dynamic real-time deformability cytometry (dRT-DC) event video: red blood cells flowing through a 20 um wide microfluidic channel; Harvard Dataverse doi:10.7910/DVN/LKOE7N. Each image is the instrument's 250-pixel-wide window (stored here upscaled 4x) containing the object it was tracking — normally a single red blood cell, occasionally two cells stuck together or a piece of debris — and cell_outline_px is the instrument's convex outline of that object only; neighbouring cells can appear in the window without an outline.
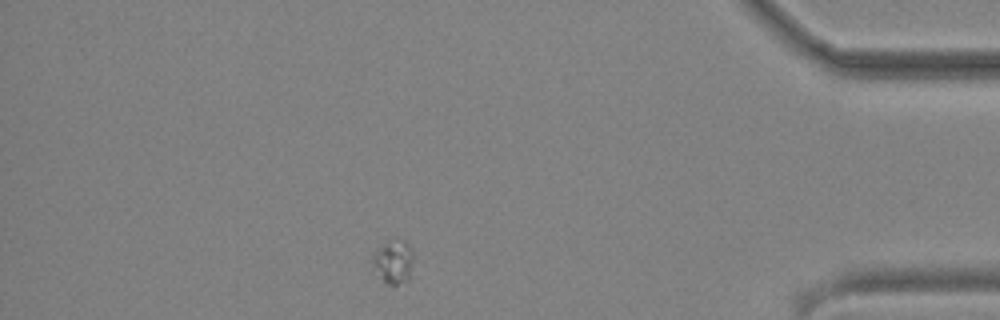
{"species": "common noctule bat (a hibernating species)", "species_latin": "Nyctalus noctula", "temperature_condition": "cold", "stored_images_in_passage": 41, "camera_frame_rate_fps": 3000, "um_per_image_px": 0.085, "animal": {"sex": "male", "body_mass_g": 19.2, "forearm_length_mm": 51.8}, "frame": {"image": 1, "passage_image": 35, "time_ms": 11.333, "image_size_px": [1000, 320], "cell_outline_px": [[412, 260], [408, 280], [396, 284], [388, 284], [380, 276], [372, 264], [372, 256], [388, 240], [396, 236], [404, 240], [408, 244], [412, 252]], "centroid_in_image_um": [33.45, 22.18], "position_along_channel_um": 401.8, "area_um2": 10.12}}